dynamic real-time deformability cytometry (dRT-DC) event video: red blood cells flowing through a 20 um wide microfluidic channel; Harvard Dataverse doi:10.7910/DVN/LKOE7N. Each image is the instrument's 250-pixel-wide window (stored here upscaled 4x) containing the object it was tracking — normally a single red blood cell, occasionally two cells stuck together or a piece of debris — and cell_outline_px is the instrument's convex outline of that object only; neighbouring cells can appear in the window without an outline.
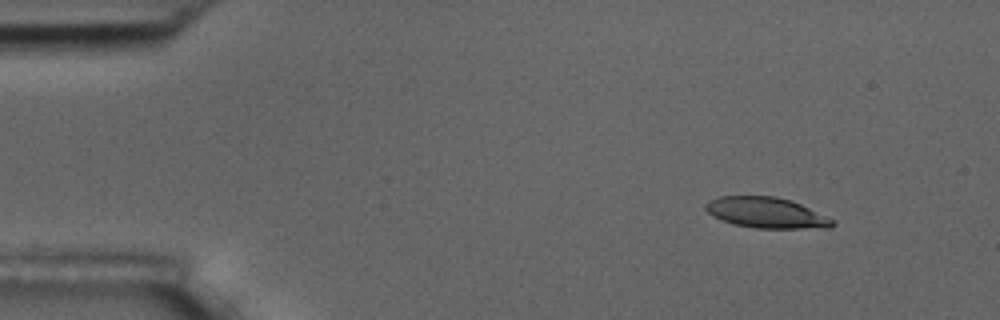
{"species": "common noctule bat (a hibernating species)", "species_latin": "Nyctalus noctula", "temperature_condition": "room temperature", "stored_images_in_passage": 5, "camera_frame_rate_fps": 3000, "um_per_image_px": 0.085, "animal": {"sex": "male", "body_mass_g": 17.5, "forearm_length_mm": 52.3}, "frame": {"image": 1, "passage_image": 1, "time_ms": 0.0, "image_size_px": [1000, 320], "cell_outline_px": [[836, 224], [832, 228], [756, 228], [736, 224], [712, 216], [704, 208], [704, 204], [708, 200], [720, 196], [776, 196], [792, 200], [836, 220]], "centroid_in_image_um": [65.18, 18.07], "position_along_channel_um": 19.8, "area_um2": 22.83}}
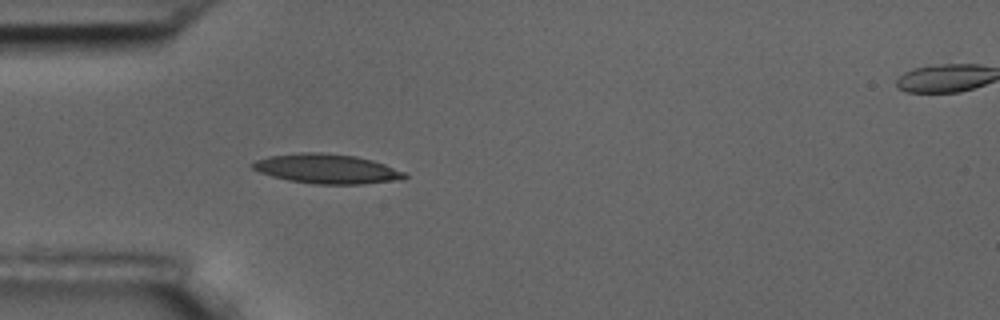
{"frame": {"image": 2, "passage_image": 4, "time_ms": 3.333, "image_size_px": [1000, 320], "cell_outline_px": [[408, 176], [404, 180], [364, 184], [312, 184], [288, 180], [272, 176], [260, 172], [252, 168], [248, 164], [256, 160], [268, 156], [300, 152], [320, 152], [356, 156], [372, 160], [384, 164], [404, 172]], "centroid_in_image_um": [27.78, 14.35], "position_along_channel_um": 57.2, "area_um2": 26.41}}